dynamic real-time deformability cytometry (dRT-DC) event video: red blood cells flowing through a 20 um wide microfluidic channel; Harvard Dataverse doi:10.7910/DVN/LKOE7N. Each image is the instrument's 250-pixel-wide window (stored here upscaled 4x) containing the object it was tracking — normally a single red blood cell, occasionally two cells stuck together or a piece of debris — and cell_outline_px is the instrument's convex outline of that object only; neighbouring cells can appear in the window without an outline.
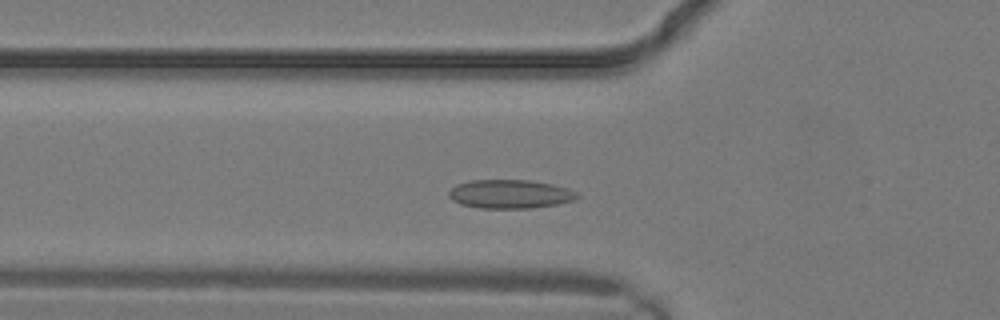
{"species": "common noctule bat (a hibernating species)", "species_latin": "Nyctalus noctula", "temperature_condition": "warm", "stored_images_in_passage": 23, "camera_frame_rate_fps": 3000, "um_per_image_px": 0.085, "animal": {"sex": "male", "body_mass_g": 19.2, "forearm_length_mm": 51.8}, "frame": {"image": 1, "passage_image": 5, "time_ms": 1.333, "image_size_px": [1000, 320], "cell_outline_px": [[580, 196], [576, 200], [556, 204], [528, 208], [480, 208], [460, 204], [452, 200], [448, 196], [448, 192], [456, 184], [472, 180], [528, 180], [552, 184], [568, 188], [576, 192]], "centroid_in_image_um": [43.35, 16.49], "position_along_channel_um": 82.5, "area_um2": 21.5}}
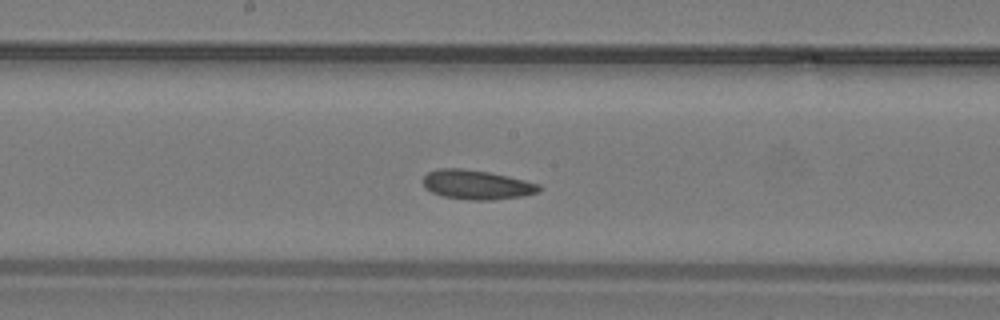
{"frame": {"image": 2, "passage_image": 10, "time_ms": 3.0, "image_size_px": [1000, 320], "cell_outline_px": [[540, 188], [536, 192], [524, 196], [488, 200], [472, 200], [444, 196], [432, 192], [424, 184], [424, 176], [428, 172], [436, 168], [460, 168], [488, 172], [508, 176], [540, 184]], "centroid_in_image_um": [40.52, 15.69], "position_along_channel_um": 207.7, "area_um2": 19.54}}
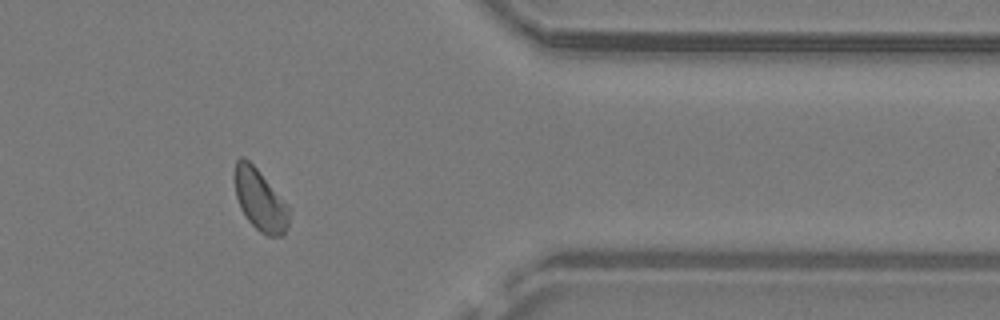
{"frame": {"image": 3, "passage_image": 18, "time_ms": 5.667, "image_size_px": [1000, 320], "cell_outline_px": [[292, 208], [288, 228], [284, 236], [268, 236], [260, 232], [248, 220], [240, 208], [236, 196], [236, 160], [240, 156], [244, 156], [260, 172]], "centroid_in_image_um": [22.18, 17.05], "position_along_channel_um": 389.2, "area_um2": 19.65}}